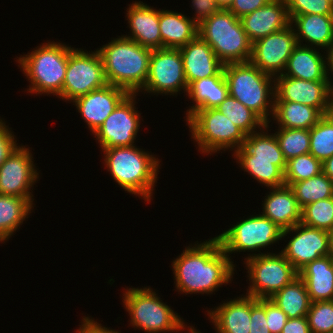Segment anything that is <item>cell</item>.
I'll return each mask as SVG.
<instances>
[{"label": "cell", "mask_w": 333, "mask_h": 333, "mask_svg": "<svg viewBox=\"0 0 333 333\" xmlns=\"http://www.w3.org/2000/svg\"><path fill=\"white\" fill-rule=\"evenodd\" d=\"M209 240V241H208ZM188 246L172 262L175 287L185 294H212L218 287L232 281V260L214 238Z\"/></svg>", "instance_id": "cell-1"}, {"label": "cell", "mask_w": 333, "mask_h": 333, "mask_svg": "<svg viewBox=\"0 0 333 333\" xmlns=\"http://www.w3.org/2000/svg\"><path fill=\"white\" fill-rule=\"evenodd\" d=\"M97 51L108 84L124 88L130 94L141 92L140 89L144 87L149 72L151 49L122 35Z\"/></svg>", "instance_id": "cell-2"}, {"label": "cell", "mask_w": 333, "mask_h": 333, "mask_svg": "<svg viewBox=\"0 0 333 333\" xmlns=\"http://www.w3.org/2000/svg\"><path fill=\"white\" fill-rule=\"evenodd\" d=\"M102 150L105 154L104 164L116 183L125 191L150 202L160 172L158 158L136 146Z\"/></svg>", "instance_id": "cell-3"}, {"label": "cell", "mask_w": 333, "mask_h": 333, "mask_svg": "<svg viewBox=\"0 0 333 333\" xmlns=\"http://www.w3.org/2000/svg\"><path fill=\"white\" fill-rule=\"evenodd\" d=\"M229 95L256 113L265 123L274 112L275 80L250 61L223 66ZM272 79V80H271Z\"/></svg>", "instance_id": "cell-4"}, {"label": "cell", "mask_w": 333, "mask_h": 333, "mask_svg": "<svg viewBox=\"0 0 333 333\" xmlns=\"http://www.w3.org/2000/svg\"><path fill=\"white\" fill-rule=\"evenodd\" d=\"M38 47V48H37ZM36 50L19 57L17 62L29 82V93L60 96L65 80L71 46L48 41Z\"/></svg>", "instance_id": "cell-5"}, {"label": "cell", "mask_w": 333, "mask_h": 333, "mask_svg": "<svg viewBox=\"0 0 333 333\" xmlns=\"http://www.w3.org/2000/svg\"><path fill=\"white\" fill-rule=\"evenodd\" d=\"M198 35L209 44L224 65L251 59L253 43L244 31L241 20L228 9H220L198 25Z\"/></svg>", "instance_id": "cell-6"}, {"label": "cell", "mask_w": 333, "mask_h": 333, "mask_svg": "<svg viewBox=\"0 0 333 333\" xmlns=\"http://www.w3.org/2000/svg\"><path fill=\"white\" fill-rule=\"evenodd\" d=\"M123 305L130 315V325L148 333L178 332L187 328L183 318L162 302L150 287L127 288Z\"/></svg>", "instance_id": "cell-7"}, {"label": "cell", "mask_w": 333, "mask_h": 333, "mask_svg": "<svg viewBox=\"0 0 333 333\" xmlns=\"http://www.w3.org/2000/svg\"><path fill=\"white\" fill-rule=\"evenodd\" d=\"M186 122L199 150L207 155L229 148L236 151L246 139L242 130L216 108L196 110Z\"/></svg>", "instance_id": "cell-8"}, {"label": "cell", "mask_w": 333, "mask_h": 333, "mask_svg": "<svg viewBox=\"0 0 333 333\" xmlns=\"http://www.w3.org/2000/svg\"><path fill=\"white\" fill-rule=\"evenodd\" d=\"M250 287L246 295L256 299H270L298 276V271L279 252L249 254L245 258Z\"/></svg>", "instance_id": "cell-9"}, {"label": "cell", "mask_w": 333, "mask_h": 333, "mask_svg": "<svg viewBox=\"0 0 333 333\" xmlns=\"http://www.w3.org/2000/svg\"><path fill=\"white\" fill-rule=\"evenodd\" d=\"M282 229L261 214L240 220L236 225L216 236L221 248L229 257L230 253L255 252L279 242ZM263 248V249H262Z\"/></svg>", "instance_id": "cell-10"}, {"label": "cell", "mask_w": 333, "mask_h": 333, "mask_svg": "<svg viewBox=\"0 0 333 333\" xmlns=\"http://www.w3.org/2000/svg\"><path fill=\"white\" fill-rule=\"evenodd\" d=\"M107 84L104 66L98 51L88 52L77 48L68 56L65 80L59 98L73 102Z\"/></svg>", "instance_id": "cell-11"}, {"label": "cell", "mask_w": 333, "mask_h": 333, "mask_svg": "<svg viewBox=\"0 0 333 333\" xmlns=\"http://www.w3.org/2000/svg\"><path fill=\"white\" fill-rule=\"evenodd\" d=\"M187 88L180 49L152 50L148 76L141 91L174 96L182 90L187 92Z\"/></svg>", "instance_id": "cell-12"}, {"label": "cell", "mask_w": 333, "mask_h": 333, "mask_svg": "<svg viewBox=\"0 0 333 333\" xmlns=\"http://www.w3.org/2000/svg\"><path fill=\"white\" fill-rule=\"evenodd\" d=\"M137 95L129 94L94 133L101 149L135 145L141 118L134 106Z\"/></svg>", "instance_id": "cell-13"}, {"label": "cell", "mask_w": 333, "mask_h": 333, "mask_svg": "<svg viewBox=\"0 0 333 333\" xmlns=\"http://www.w3.org/2000/svg\"><path fill=\"white\" fill-rule=\"evenodd\" d=\"M297 45L294 27L290 24L256 40L252 44L250 62L262 72L276 77L284 72L288 59Z\"/></svg>", "instance_id": "cell-14"}, {"label": "cell", "mask_w": 333, "mask_h": 333, "mask_svg": "<svg viewBox=\"0 0 333 333\" xmlns=\"http://www.w3.org/2000/svg\"><path fill=\"white\" fill-rule=\"evenodd\" d=\"M29 148L18 145L0 165V195L34 199L31 187L39 178Z\"/></svg>", "instance_id": "cell-15"}, {"label": "cell", "mask_w": 333, "mask_h": 333, "mask_svg": "<svg viewBox=\"0 0 333 333\" xmlns=\"http://www.w3.org/2000/svg\"><path fill=\"white\" fill-rule=\"evenodd\" d=\"M274 101H290L317 108L323 115L332 113L333 93L328 81H306L276 76Z\"/></svg>", "instance_id": "cell-16"}, {"label": "cell", "mask_w": 333, "mask_h": 333, "mask_svg": "<svg viewBox=\"0 0 333 333\" xmlns=\"http://www.w3.org/2000/svg\"><path fill=\"white\" fill-rule=\"evenodd\" d=\"M291 240L288 241L281 253L299 271L307 263L323 256L329 255L328 231L308 227L298 223L292 228L282 231V238L292 232Z\"/></svg>", "instance_id": "cell-17"}, {"label": "cell", "mask_w": 333, "mask_h": 333, "mask_svg": "<svg viewBox=\"0 0 333 333\" xmlns=\"http://www.w3.org/2000/svg\"><path fill=\"white\" fill-rule=\"evenodd\" d=\"M129 94L124 88L107 84L75 99L73 105L94 134Z\"/></svg>", "instance_id": "cell-18"}, {"label": "cell", "mask_w": 333, "mask_h": 333, "mask_svg": "<svg viewBox=\"0 0 333 333\" xmlns=\"http://www.w3.org/2000/svg\"><path fill=\"white\" fill-rule=\"evenodd\" d=\"M240 20L252 43L291 24L285 0H271Z\"/></svg>", "instance_id": "cell-19"}, {"label": "cell", "mask_w": 333, "mask_h": 333, "mask_svg": "<svg viewBox=\"0 0 333 333\" xmlns=\"http://www.w3.org/2000/svg\"><path fill=\"white\" fill-rule=\"evenodd\" d=\"M180 53L188 85L203 78L216 76L223 69L224 64L199 35L181 47Z\"/></svg>", "instance_id": "cell-20"}, {"label": "cell", "mask_w": 333, "mask_h": 333, "mask_svg": "<svg viewBox=\"0 0 333 333\" xmlns=\"http://www.w3.org/2000/svg\"><path fill=\"white\" fill-rule=\"evenodd\" d=\"M127 20L130 35L124 37L134 40L143 47L151 50L162 48V39L159 29V10L150 7L141 1L132 2L127 9Z\"/></svg>", "instance_id": "cell-21"}, {"label": "cell", "mask_w": 333, "mask_h": 333, "mask_svg": "<svg viewBox=\"0 0 333 333\" xmlns=\"http://www.w3.org/2000/svg\"><path fill=\"white\" fill-rule=\"evenodd\" d=\"M269 190L271 191L265 196L262 204L263 212L261 215L269 218L282 230L301 223L302 208L299 206L291 187L283 185Z\"/></svg>", "instance_id": "cell-22"}, {"label": "cell", "mask_w": 333, "mask_h": 333, "mask_svg": "<svg viewBox=\"0 0 333 333\" xmlns=\"http://www.w3.org/2000/svg\"><path fill=\"white\" fill-rule=\"evenodd\" d=\"M217 333H249L251 296L245 295L206 311Z\"/></svg>", "instance_id": "cell-23"}, {"label": "cell", "mask_w": 333, "mask_h": 333, "mask_svg": "<svg viewBox=\"0 0 333 333\" xmlns=\"http://www.w3.org/2000/svg\"><path fill=\"white\" fill-rule=\"evenodd\" d=\"M298 44L330 50L333 47V15L305 14L291 18ZM295 23V24H293ZM302 39V40H301Z\"/></svg>", "instance_id": "cell-24"}, {"label": "cell", "mask_w": 333, "mask_h": 333, "mask_svg": "<svg viewBox=\"0 0 333 333\" xmlns=\"http://www.w3.org/2000/svg\"><path fill=\"white\" fill-rule=\"evenodd\" d=\"M306 81H328L327 57L315 47L298 44L288 59L281 75Z\"/></svg>", "instance_id": "cell-25"}, {"label": "cell", "mask_w": 333, "mask_h": 333, "mask_svg": "<svg viewBox=\"0 0 333 333\" xmlns=\"http://www.w3.org/2000/svg\"><path fill=\"white\" fill-rule=\"evenodd\" d=\"M311 302L333 300V265L330 255L307 263L298 271Z\"/></svg>", "instance_id": "cell-26"}, {"label": "cell", "mask_w": 333, "mask_h": 333, "mask_svg": "<svg viewBox=\"0 0 333 333\" xmlns=\"http://www.w3.org/2000/svg\"><path fill=\"white\" fill-rule=\"evenodd\" d=\"M186 95L194 102V105L187 109L186 120L196 110L217 108L229 95L223 69L216 76L191 82Z\"/></svg>", "instance_id": "cell-27"}, {"label": "cell", "mask_w": 333, "mask_h": 333, "mask_svg": "<svg viewBox=\"0 0 333 333\" xmlns=\"http://www.w3.org/2000/svg\"><path fill=\"white\" fill-rule=\"evenodd\" d=\"M162 48L180 49L198 35V25L187 15L159 9Z\"/></svg>", "instance_id": "cell-28"}, {"label": "cell", "mask_w": 333, "mask_h": 333, "mask_svg": "<svg viewBox=\"0 0 333 333\" xmlns=\"http://www.w3.org/2000/svg\"><path fill=\"white\" fill-rule=\"evenodd\" d=\"M242 170L248 172L260 184L267 188L285 185L284 171L286 160L255 159L243 146L233 153Z\"/></svg>", "instance_id": "cell-29"}, {"label": "cell", "mask_w": 333, "mask_h": 333, "mask_svg": "<svg viewBox=\"0 0 333 333\" xmlns=\"http://www.w3.org/2000/svg\"><path fill=\"white\" fill-rule=\"evenodd\" d=\"M324 115L315 107L290 101H274L273 121L278 128L311 129Z\"/></svg>", "instance_id": "cell-30"}, {"label": "cell", "mask_w": 333, "mask_h": 333, "mask_svg": "<svg viewBox=\"0 0 333 333\" xmlns=\"http://www.w3.org/2000/svg\"><path fill=\"white\" fill-rule=\"evenodd\" d=\"M288 318L305 317L311 300L305 282L297 276L270 298Z\"/></svg>", "instance_id": "cell-31"}, {"label": "cell", "mask_w": 333, "mask_h": 333, "mask_svg": "<svg viewBox=\"0 0 333 333\" xmlns=\"http://www.w3.org/2000/svg\"><path fill=\"white\" fill-rule=\"evenodd\" d=\"M33 204L27 198L0 195V242L13 236L30 215Z\"/></svg>", "instance_id": "cell-32"}, {"label": "cell", "mask_w": 333, "mask_h": 333, "mask_svg": "<svg viewBox=\"0 0 333 333\" xmlns=\"http://www.w3.org/2000/svg\"><path fill=\"white\" fill-rule=\"evenodd\" d=\"M301 208L309 203L333 197V181L323 172L291 186Z\"/></svg>", "instance_id": "cell-33"}, {"label": "cell", "mask_w": 333, "mask_h": 333, "mask_svg": "<svg viewBox=\"0 0 333 333\" xmlns=\"http://www.w3.org/2000/svg\"><path fill=\"white\" fill-rule=\"evenodd\" d=\"M216 109L240 128L246 136L266 125L256 113L230 95Z\"/></svg>", "instance_id": "cell-34"}, {"label": "cell", "mask_w": 333, "mask_h": 333, "mask_svg": "<svg viewBox=\"0 0 333 333\" xmlns=\"http://www.w3.org/2000/svg\"><path fill=\"white\" fill-rule=\"evenodd\" d=\"M269 123L258 132L246 136L243 147L255 158L264 160H285L279 142L274 134H268ZM267 130L266 132H264Z\"/></svg>", "instance_id": "cell-35"}, {"label": "cell", "mask_w": 333, "mask_h": 333, "mask_svg": "<svg viewBox=\"0 0 333 333\" xmlns=\"http://www.w3.org/2000/svg\"><path fill=\"white\" fill-rule=\"evenodd\" d=\"M309 153L322 163L333 156V112L324 115L310 129Z\"/></svg>", "instance_id": "cell-36"}, {"label": "cell", "mask_w": 333, "mask_h": 333, "mask_svg": "<svg viewBox=\"0 0 333 333\" xmlns=\"http://www.w3.org/2000/svg\"><path fill=\"white\" fill-rule=\"evenodd\" d=\"M275 136L286 161L310 151V130L278 128ZM277 133V134H276Z\"/></svg>", "instance_id": "cell-37"}, {"label": "cell", "mask_w": 333, "mask_h": 333, "mask_svg": "<svg viewBox=\"0 0 333 333\" xmlns=\"http://www.w3.org/2000/svg\"><path fill=\"white\" fill-rule=\"evenodd\" d=\"M321 172L322 162L310 153L303 154L286 162L284 182L285 185L291 186L294 182L307 180Z\"/></svg>", "instance_id": "cell-38"}, {"label": "cell", "mask_w": 333, "mask_h": 333, "mask_svg": "<svg viewBox=\"0 0 333 333\" xmlns=\"http://www.w3.org/2000/svg\"><path fill=\"white\" fill-rule=\"evenodd\" d=\"M301 223L322 230L333 229V197L309 203L302 208Z\"/></svg>", "instance_id": "cell-39"}, {"label": "cell", "mask_w": 333, "mask_h": 333, "mask_svg": "<svg viewBox=\"0 0 333 333\" xmlns=\"http://www.w3.org/2000/svg\"><path fill=\"white\" fill-rule=\"evenodd\" d=\"M306 318L311 333L333 332V300L311 302Z\"/></svg>", "instance_id": "cell-40"}, {"label": "cell", "mask_w": 333, "mask_h": 333, "mask_svg": "<svg viewBox=\"0 0 333 333\" xmlns=\"http://www.w3.org/2000/svg\"><path fill=\"white\" fill-rule=\"evenodd\" d=\"M289 17L305 14L333 15L330 0H285Z\"/></svg>", "instance_id": "cell-41"}, {"label": "cell", "mask_w": 333, "mask_h": 333, "mask_svg": "<svg viewBox=\"0 0 333 333\" xmlns=\"http://www.w3.org/2000/svg\"><path fill=\"white\" fill-rule=\"evenodd\" d=\"M249 333H270L266 320V299L251 296V316Z\"/></svg>", "instance_id": "cell-42"}, {"label": "cell", "mask_w": 333, "mask_h": 333, "mask_svg": "<svg viewBox=\"0 0 333 333\" xmlns=\"http://www.w3.org/2000/svg\"><path fill=\"white\" fill-rule=\"evenodd\" d=\"M266 320L270 333H281L288 317L271 299H266Z\"/></svg>", "instance_id": "cell-43"}, {"label": "cell", "mask_w": 333, "mask_h": 333, "mask_svg": "<svg viewBox=\"0 0 333 333\" xmlns=\"http://www.w3.org/2000/svg\"><path fill=\"white\" fill-rule=\"evenodd\" d=\"M15 135L6 125L2 119H0V165L7 159L12 151L17 147V140Z\"/></svg>", "instance_id": "cell-44"}, {"label": "cell", "mask_w": 333, "mask_h": 333, "mask_svg": "<svg viewBox=\"0 0 333 333\" xmlns=\"http://www.w3.org/2000/svg\"><path fill=\"white\" fill-rule=\"evenodd\" d=\"M192 9L195 10V17L191 19L200 25L204 20L217 13L221 8L217 5L215 0H191Z\"/></svg>", "instance_id": "cell-45"}, {"label": "cell", "mask_w": 333, "mask_h": 333, "mask_svg": "<svg viewBox=\"0 0 333 333\" xmlns=\"http://www.w3.org/2000/svg\"><path fill=\"white\" fill-rule=\"evenodd\" d=\"M269 1L271 0H234L228 10L240 19L266 5Z\"/></svg>", "instance_id": "cell-46"}, {"label": "cell", "mask_w": 333, "mask_h": 333, "mask_svg": "<svg viewBox=\"0 0 333 333\" xmlns=\"http://www.w3.org/2000/svg\"><path fill=\"white\" fill-rule=\"evenodd\" d=\"M281 333H311L306 316L288 318Z\"/></svg>", "instance_id": "cell-47"}, {"label": "cell", "mask_w": 333, "mask_h": 333, "mask_svg": "<svg viewBox=\"0 0 333 333\" xmlns=\"http://www.w3.org/2000/svg\"><path fill=\"white\" fill-rule=\"evenodd\" d=\"M82 324L76 333H119L117 330H112L107 327L101 326L97 321H94L88 316L83 317Z\"/></svg>", "instance_id": "cell-48"}, {"label": "cell", "mask_w": 333, "mask_h": 333, "mask_svg": "<svg viewBox=\"0 0 333 333\" xmlns=\"http://www.w3.org/2000/svg\"><path fill=\"white\" fill-rule=\"evenodd\" d=\"M327 55H325L327 57V79L329 82V86L331 88V91L333 93V82L330 81L331 76H329V74L331 73L333 75V47L330 50L326 51ZM330 71V72H329Z\"/></svg>", "instance_id": "cell-49"}, {"label": "cell", "mask_w": 333, "mask_h": 333, "mask_svg": "<svg viewBox=\"0 0 333 333\" xmlns=\"http://www.w3.org/2000/svg\"><path fill=\"white\" fill-rule=\"evenodd\" d=\"M322 171L333 181V156L322 163Z\"/></svg>", "instance_id": "cell-50"}, {"label": "cell", "mask_w": 333, "mask_h": 333, "mask_svg": "<svg viewBox=\"0 0 333 333\" xmlns=\"http://www.w3.org/2000/svg\"><path fill=\"white\" fill-rule=\"evenodd\" d=\"M329 255L333 257V229L328 231Z\"/></svg>", "instance_id": "cell-51"}, {"label": "cell", "mask_w": 333, "mask_h": 333, "mask_svg": "<svg viewBox=\"0 0 333 333\" xmlns=\"http://www.w3.org/2000/svg\"><path fill=\"white\" fill-rule=\"evenodd\" d=\"M221 9H228L234 0H215Z\"/></svg>", "instance_id": "cell-52"}, {"label": "cell", "mask_w": 333, "mask_h": 333, "mask_svg": "<svg viewBox=\"0 0 333 333\" xmlns=\"http://www.w3.org/2000/svg\"><path fill=\"white\" fill-rule=\"evenodd\" d=\"M193 326H189L188 330L190 331L189 333H201L200 331H197ZM190 328V329H189Z\"/></svg>", "instance_id": "cell-53"}]
</instances>
